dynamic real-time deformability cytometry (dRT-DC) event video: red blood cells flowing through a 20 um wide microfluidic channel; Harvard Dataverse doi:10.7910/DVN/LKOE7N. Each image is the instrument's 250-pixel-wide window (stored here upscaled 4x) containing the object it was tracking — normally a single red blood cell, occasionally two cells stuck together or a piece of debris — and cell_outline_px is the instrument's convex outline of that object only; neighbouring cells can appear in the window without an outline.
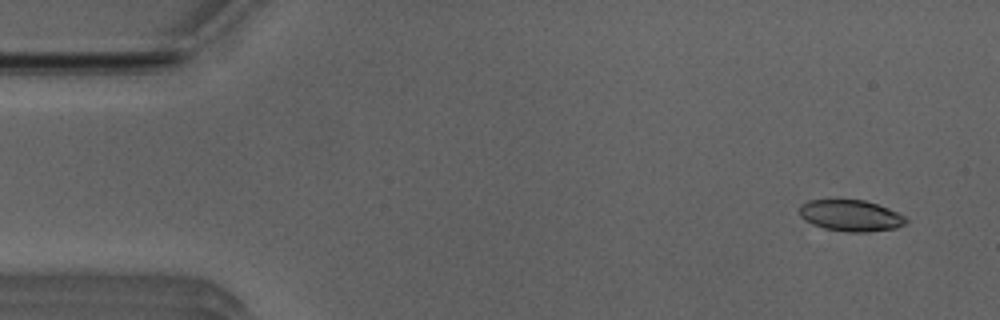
{"species": "Egyptian fruit bat (a non-hibernating species)", "species_latin": "Rousettus aegyptiacus", "temperature_condition": "room temperature", "stored_images_in_passage": 51, "camera_frame_rate_fps": 3000, "um_per_image_px": 0.085, "animal": {"sex": "male"}, "frame": {"image": 1, "passage_image": 3, "time_ms": 0.667, "image_size_px": [1000, 320], "cell_outline_px": [[908, 220], [904, 224], [896, 228], [868, 232], [848, 232], [824, 228], [812, 224], [804, 220], [800, 216], [800, 204], [808, 200], [864, 200], [888, 208], [904, 216]], "centroid_in_image_um": [72.29, 18.33], "position_along_channel_um": 12.7, "area_um2": 19.36}}
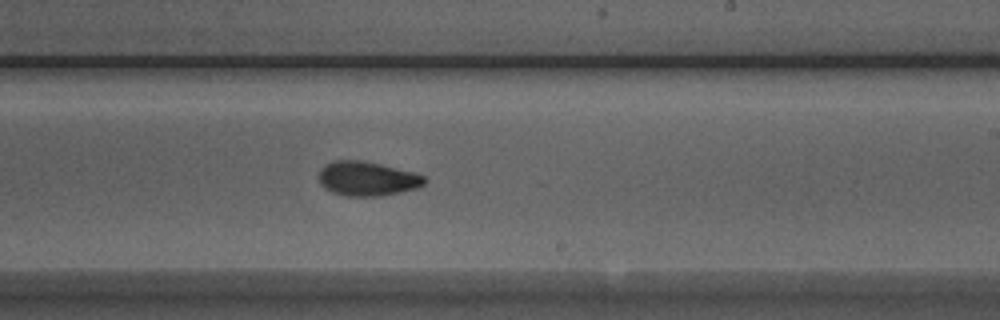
{"frame": {"image": 2, "passage_image": 30, "time_ms": 9.667, "image_size_px": [1000, 320], "cell_outline_px": [[428, 180], [420, 188], [384, 196], [344, 196], [332, 192], [324, 188], [320, 184], [320, 168], [324, 164], [332, 160], [360, 160], [380, 164], [416, 172], [424, 176]], "centroid_in_image_um": [31.24, 15.19], "position_along_channel_um": 257.8, "area_um2": 21.56}}
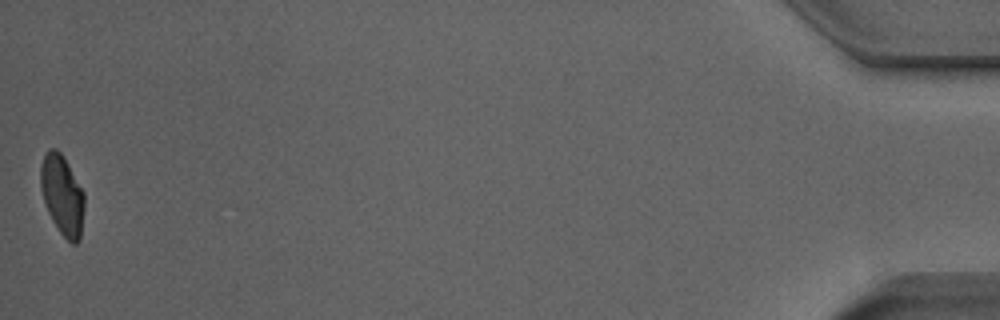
{"frame": {"image": 3, "passage_image": 51, "time_ms": 16.667, "image_size_px": [1000, 320], "cell_outline_px": [[84, 208], [80, 240], [76, 244], [72, 244], [60, 232], [52, 220], [48, 212], [40, 188], [40, 164], [48, 148], [56, 148], [64, 156], [84, 192]], "centroid_in_image_um": [5.29, 16.56], "position_along_channel_um": 429.9, "area_um2": 20.52}, "authors_computed_cell_mechanics": {"area_um2": 20.7502, "velocity_mm_per_s": 3.9515, "shape_relaxation_time_tau1_ms": 3.9185, "shape_relaxation_time_tau2_ms": 3.1054, "deformation_change_tau1": 0.1345, "deformation_change_tau2": 0.0833}}